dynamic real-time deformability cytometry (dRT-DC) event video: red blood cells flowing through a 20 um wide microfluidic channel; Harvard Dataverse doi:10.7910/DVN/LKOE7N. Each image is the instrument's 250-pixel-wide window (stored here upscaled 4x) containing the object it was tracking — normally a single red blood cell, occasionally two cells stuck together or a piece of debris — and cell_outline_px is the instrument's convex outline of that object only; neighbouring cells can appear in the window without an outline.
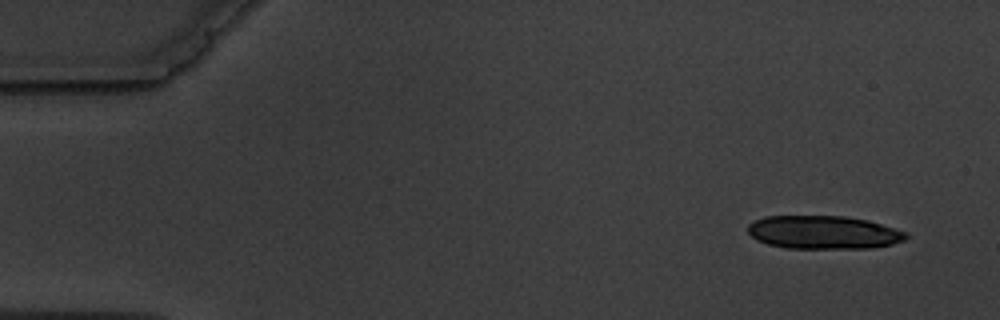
{"species": "common noctule bat (a hibernating species)", "species_latin": "Nyctalus noctula", "temperature_condition": "warm", "stored_images_in_passage": 4, "camera_frame_rate_fps": 3000, "um_per_image_px": 0.085, "animal": {"sex": "male", "body_mass_g": 19.5, "forearm_length_mm": 54.6}, "frame": {"image": 1, "passage_image": 1, "time_ms": 0.0, "image_size_px": [1000, 320], "cell_outline_px": [[908, 236], [904, 240], [892, 244], [868, 248], [784, 248], [768, 244], [756, 240], [748, 232], [748, 224], [752, 220], [764, 216], [844, 216], [868, 220], [908, 232]], "centroid_in_image_um": [69.97, 19.74], "position_along_channel_um": 15.0, "area_um2": 30.81}}